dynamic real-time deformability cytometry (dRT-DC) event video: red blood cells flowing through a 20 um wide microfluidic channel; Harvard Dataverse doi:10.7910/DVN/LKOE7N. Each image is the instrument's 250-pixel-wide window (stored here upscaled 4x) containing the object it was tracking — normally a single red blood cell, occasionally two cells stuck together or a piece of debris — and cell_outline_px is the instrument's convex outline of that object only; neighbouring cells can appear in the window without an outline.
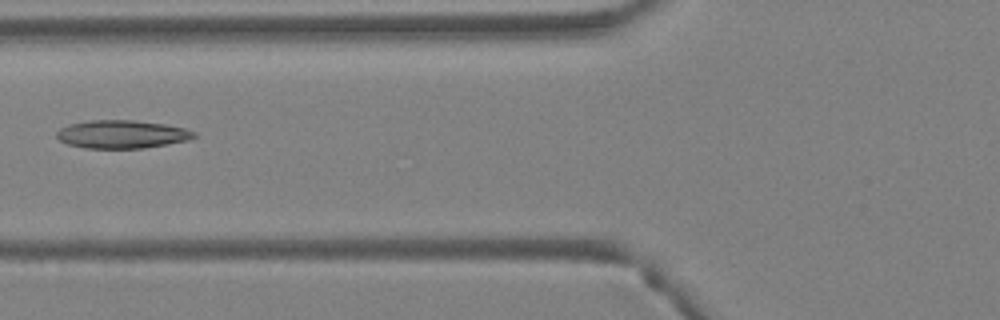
{"species": "Egyptian fruit bat (a non-hibernating species)", "species_latin": "Rousettus aegyptiacus", "temperature_condition": "warm", "stored_images_in_passage": 5, "camera_frame_rate_fps": 3000, "um_per_image_px": 0.085, "animal": {"sex": "female"}, "frame": {"image": 1, "passage_image": 5, "time_ms": 1.333, "image_size_px": [1000, 320], "cell_outline_px": [[196, 136], [188, 140], [144, 148], [84, 148], [68, 144], [60, 140], [56, 136], [56, 132], [60, 128], [68, 124], [88, 120], [132, 120], [164, 124], [184, 128], [196, 132]], "centroid_in_image_um": [10.33, 11.41], "position_along_channel_um": 115.5, "area_um2": 22.48}}